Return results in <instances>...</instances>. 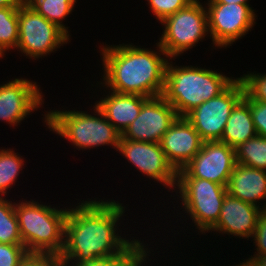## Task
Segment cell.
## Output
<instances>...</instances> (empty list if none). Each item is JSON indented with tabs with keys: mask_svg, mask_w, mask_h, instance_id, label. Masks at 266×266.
<instances>
[{
	"mask_svg": "<svg viewBox=\"0 0 266 266\" xmlns=\"http://www.w3.org/2000/svg\"><path fill=\"white\" fill-rule=\"evenodd\" d=\"M122 204L113 201H83L69 209L65 220L63 265L91 261L97 257L121 253H145L139 240H126L116 234L117 222L124 212ZM143 244V245H142Z\"/></svg>",
	"mask_w": 266,
	"mask_h": 266,
	"instance_id": "cell-1",
	"label": "cell"
},
{
	"mask_svg": "<svg viewBox=\"0 0 266 266\" xmlns=\"http://www.w3.org/2000/svg\"><path fill=\"white\" fill-rule=\"evenodd\" d=\"M157 46L158 52L131 44L102 47L104 86L121 94L162 95L168 58L159 43Z\"/></svg>",
	"mask_w": 266,
	"mask_h": 266,
	"instance_id": "cell-2",
	"label": "cell"
},
{
	"mask_svg": "<svg viewBox=\"0 0 266 266\" xmlns=\"http://www.w3.org/2000/svg\"><path fill=\"white\" fill-rule=\"evenodd\" d=\"M236 79L210 69L194 66H173L167 62L162 97L185 116L204 101L217 97Z\"/></svg>",
	"mask_w": 266,
	"mask_h": 266,
	"instance_id": "cell-3",
	"label": "cell"
},
{
	"mask_svg": "<svg viewBox=\"0 0 266 266\" xmlns=\"http://www.w3.org/2000/svg\"><path fill=\"white\" fill-rule=\"evenodd\" d=\"M19 232L29 253L60 255L64 249L69 209H55L35 201L14 203Z\"/></svg>",
	"mask_w": 266,
	"mask_h": 266,
	"instance_id": "cell-4",
	"label": "cell"
},
{
	"mask_svg": "<svg viewBox=\"0 0 266 266\" xmlns=\"http://www.w3.org/2000/svg\"><path fill=\"white\" fill-rule=\"evenodd\" d=\"M94 111L98 115L75 110H52L45 114V122L50 131L69 139L76 148L87 150L90 147L111 145L117 149L121 134L96 105Z\"/></svg>",
	"mask_w": 266,
	"mask_h": 266,
	"instance_id": "cell-5",
	"label": "cell"
},
{
	"mask_svg": "<svg viewBox=\"0 0 266 266\" xmlns=\"http://www.w3.org/2000/svg\"><path fill=\"white\" fill-rule=\"evenodd\" d=\"M182 207L190 214L200 232H208L218 221L227 193L226 186L206 179L192 178L184 169L178 171L177 185Z\"/></svg>",
	"mask_w": 266,
	"mask_h": 266,
	"instance_id": "cell-6",
	"label": "cell"
},
{
	"mask_svg": "<svg viewBox=\"0 0 266 266\" xmlns=\"http://www.w3.org/2000/svg\"><path fill=\"white\" fill-rule=\"evenodd\" d=\"M161 24L165 25V30L158 43L168 58H176L208 34L207 7L204 8L199 0H194L187 7L163 19Z\"/></svg>",
	"mask_w": 266,
	"mask_h": 266,
	"instance_id": "cell-7",
	"label": "cell"
},
{
	"mask_svg": "<svg viewBox=\"0 0 266 266\" xmlns=\"http://www.w3.org/2000/svg\"><path fill=\"white\" fill-rule=\"evenodd\" d=\"M18 23L19 42L16 49L30 58L44 57L69 41V36L61 28L30 5L19 6Z\"/></svg>",
	"mask_w": 266,
	"mask_h": 266,
	"instance_id": "cell-8",
	"label": "cell"
},
{
	"mask_svg": "<svg viewBox=\"0 0 266 266\" xmlns=\"http://www.w3.org/2000/svg\"><path fill=\"white\" fill-rule=\"evenodd\" d=\"M244 93L242 80L236 78L225 91L204 101L184 117L193 125L203 141H220L230 113Z\"/></svg>",
	"mask_w": 266,
	"mask_h": 266,
	"instance_id": "cell-9",
	"label": "cell"
},
{
	"mask_svg": "<svg viewBox=\"0 0 266 266\" xmlns=\"http://www.w3.org/2000/svg\"><path fill=\"white\" fill-rule=\"evenodd\" d=\"M208 31L213 45L231 46L246 35L255 24L254 10L249 4L207 3Z\"/></svg>",
	"mask_w": 266,
	"mask_h": 266,
	"instance_id": "cell-10",
	"label": "cell"
},
{
	"mask_svg": "<svg viewBox=\"0 0 266 266\" xmlns=\"http://www.w3.org/2000/svg\"><path fill=\"white\" fill-rule=\"evenodd\" d=\"M139 171L169 189L177 185L178 172L169 163L160 143L130 141L120 137L117 148ZM175 184V185H174Z\"/></svg>",
	"mask_w": 266,
	"mask_h": 266,
	"instance_id": "cell-11",
	"label": "cell"
},
{
	"mask_svg": "<svg viewBox=\"0 0 266 266\" xmlns=\"http://www.w3.org/2000/svg\"><path fill=\"white\" fill-rule=\"evenodd\" d=\"M177 118L176 110L161 95L149 98L121 137L130 141L159 143Z\"/></svg>",
	"mask_w": 266,
	"mask_h": 266,
	"instance_id": "cell-12",
	"label": "cell"
},
{
	"mask_svg": "<svg viewBox=\"0 0 266 266\" xmlns=\"http://www.w3.org/2000/svg\"><path fill=\"white\" fill-rule=\"evenodd\" d=\"M235 164L234 148L220 141H203L200 151L183 169L192 178L227 186Z\"/></svg>",
	"mask_w": 266,
	"mask_h": 266,
	"instance_id": "cell-13",
	"label": "cell"
},
{
	"mask_svg": "<svg viewBox=\"0 0 266 266\" xmlns=\"http://www.w3.org/2000/svg\"><path fill=\"white\" fill-rule=\"evenodd\" d=\"M36 82L14 79L0 85V121L12 126L22 121L43 103L42 93Z\"/></svg>",
	"mask_w": 266,
	"mask_h": 266,
	"instance_id": "cell-14",
	"label": "cell"
},
{
	"mask_svg": "<svg viewBox=\"0 0 266 266\" xmlns=\"http://www.w3.org/2000/svg\"><path fill=\"white\" fill-rule=\"evenodd\" d=\"M159 143L167 160L178 172L200 151L203 140L184 116H178Z\"/></svg>",
	"mask_w": 266,
	"mask_h": 266,
	"instance_id": "cell-15",
	"label": "cell"
},
{
	"mask_svg": "<svg viewBox=\"0 0 266 266\" xmlns=\"http://www.w3.org/2000/svg\"><path fill=\"white\" fill-rule=\"evenodd\" d=\"M262 208L246 203L226 193L219 219L210 231H219L230 235L252 237Z\"/></svg>",
	"mask_w": 266,
	"mask_h": 266,
	"instance_id": "cell-16",
	"label": "cell"
},
{
	"mask_svg": "<svg viewBox=\"0 0 266 266\" xmlns=\"http://www.w3.org/2000/svg\"><path fill=\"white\" fill-rule=\"evenodd\" d=\"M226 190L231 196L265 210L266 203L259 206L257 202L266 199V170L236 163L229 177Z\"/></svg>",
	"mask_w": 266,
	"mask_h": 266,
	"instance_id": "cell-17",
	"label": "cell"
},
{
	"mask_svg": "<svg viewBox=\"0 0 266 266\" xmlns=\"http://www.w3.org/2000/svg\"><path fill=\"white\" fill-rule=\"evenodd\" d=\"M149 98L137 94H121L109 92L104 99L95 105L100 109L108 121L122 135L128 126L139 115L142 105Z\"/></svg>",
	"mask_w": 266,
	"mask_h": 266,
	"instance_id": "cell-18",
	"label": "cell"
},
{
	"mask_svg": "<svg viewBox=\"0 0 266 266\" xmlns=\"http://www.w3.org/2000/svg\"><path fill=\"white\" fill-rule=\"evenodd\" d=\"M257 135L250 112L249 96H244L232 109L220 142L232 148L238 147Z\"/></svg>",
	"mask_w": 266,
	"mask_h": 266,
	"instance_id": "cell-19",
	"label": "cell"
},
{
	"mask_svg": "<svg viewBox=\"0 0 266 266\" xmlns=\"http://www.w3.org/2000/svg\"><path fill=\"white\" fill-rule=\"evenodd\" d=\"M236 163L266 170V138L256 135L235 148Z\"/></svg>",
	"mask_w": 266,
	"mask_h": 266,
	"instance_id": "cell-20",
	"label": "cell"
},
{
	"mask_svg": "<svg viewBox=\"0 0 266 266\" xmlns=\"http://www.w3.org/2000/svg\"><path fill=\"white\" fill-rule=\"evenodd\" d=\"M18 9L19 6L0 8V57H4V52L18 45Z\"/></svg>",
	"mask_w": 266,
	"mask_h": 266,
	"instance_id": "cell-21",
	"label": "cell"
},
{
	"mask_svg": "<svg viewBox=\"0 0 266 266\" xmlns=\"http://www.w3.org/2000/svg\"><path fill=\"white\" fill-rule=\"evenodd\" d=\"M75 2L76 0H34L29 5L70 36L68 27H65L62 20L72 12Z\"/></svg>",
	"mask_w": 266,
	"mask_h": 266,
	"instance_id": "cell-22",
	"label": "cell"
},
{
	"mask_svg": "<svg viewBox=\"0 0 266 266\" xmlns=\"http://www.w3.org/2000/svg\"><path fill=\"white\" fill-rule=\"evenodd\" d=\"M0 243L23 244L14 203L0 197Z\"/></svg>",
	"mask_w": 266,
	"mask_h": 266,
	"instance_id": "cell-23",
	"label": "cell"
},
{
	"mask_svg": "<svg viewBox=\"0 0 266 266\" xmlns=\"http://www.w3.org/2000/svg\"><path fill=\"white\" fill-rule=\"evenodd\" d=\"M24 160L14 151L0 150V197L16 182Z\"/></svg>",
	"mask_w": 266,
	"mask_h": 266,
	"instance_id": "cell-24",
	"label": "cell"
},
{
	"mask_svg": "<svg viewBox=\"0 0 266 266\" xmlns=\"http://www.w3.org/2000/svg\"><path fill=\"white\" fill-rule=\"evenodd\" d=\"M148 253L149 250H146L145 253H121L119 255L97 257L91 261L73 263L71 266H142L141 264H143L146 258H148L147 256H149Z\"/></svg>",
	"mask_w": 266,
	"mask_h": 266,
	"instance_id": "cell-25",
	"label": "cell"
},
{
	"mask_svg": "<svg viewBox=\"0 0 266 266\" xmlns=\"http://www.w3.org/2000/svg\"><path fill=\"white\" fill-rule=\"evenodd\" d=\"M245 93L254 101L266 102V74L250 73L240 77Z\"/></svg>",
	"mask_w": 266,
	"mask_h": 266,
	"instance_id": "cell-26",
	"label": "cell"
},
{
	"mask_svg": "<svg viewBox=\"0 0 266 266\" xmlns=\"http://www.w3.org/2000/svg\"><path fill=\"white\" fill-rule=\"evenodd\" d=\"M150 5V9L155 14V17L160 22L166 17L176 13L187 7L194 0H147Z\"/></svg>",
	"mask_w": 266,
	"mask_h": 266,
	"instance_id": "cell-27",
	"label": "cell"
},
{
	"mask_svg": "<svg viewBox=\"0 0 266 266\" xmlns=\"http://www.w3.org/2000/svg\"><path fill=\"white\" fill-rule=\"evenodd\" d=\"M28 254L23 244L0 243V266H20Z\"/></svg>",
	"mask_w": 266,
	"mask_h": 266,
	"instance_id": "cell-28",
	"label": "cell"
},
{
	"mask_svg": "<svg viewBox=\"0 0 266 266\" xmlns=\"http://www.w3.org/2000/svg\"><path fill=\"white\" fill-rule=\"evenodd\" d=\"M249 106L257 135L266 138V102L254 101L249 97Z\"/></svg>",
	"mask_w": 266,
	"mask_h": 266,
	"instance_id": "cell-29",
	"label": "cell"
},
{
	"mask_svg": "<svg viewBox=\"0 0 266 266\" xmlns=\"http://www.w3.org/2000/svg\"><path fill=\"white\" fill-rule=\"evenodd\" d=\"M257 247V254L254 256H266V209L262 210L258 216L255 232L252 236Z\"/></svg>",
	"mask_w": 266,
	"mask_h": 266,
	"instance_id": "cell-30",
	"label": "cell"
},
{
	"mask_svg": "<svg viewBox=\"0 0 266 266\" xmlns=\"http://www.w3.org/2000/svg\"><path fill=\"white\" fill-rule=\"evenodd\" d=\"M20 266H63L60 255L29 253Z\"/></svg>",
	"mask_w": 266,
	"mask_h": 266,
	"instance_id": "cell-31",
	"label": "cell"
},
{
	"mask_svg": "<svg viewBox=\"0 0 266 266\" xmlns=\"http://www.w3.org/2000/svg\"><path fill=\"white\" fill-rule=\"evenodd\" d=\"M248 0H208V3H224V4H248Z\"/></svg>",
	"mask_w": 266,
	"mask_h": 266,
	"instance_id": "cell-32",
	"label": "cell"
},
{
	"mask_svg": "<svg viewBox=\"0 0 266 266\" xmlns=\"http://www.w3.org/2000/svg\"><path fill=\"white\" fill-rule=\"evenodd\" d=\"M20 5L19 0H0V8Z\"/></svg>",
	"mask_w": 266,
	"mask_h": 266,
	"instance_id": "cell-33",
	"label": "cell"
},
{
	"mask_svg": "<svg viewBox=\"0 0 266 266\" xmlns=\"http://www.w3.org/2000/svg\"><path fill=\"white\" fill-rule=\"evenodd\" d=\"M34 0H19L21 5H29L31 2H33Z\"/></svg>",
	"mask_w": 266,
	"mask_h": 266,
	"instance_id": "cell-34",
	"label": "cell"
}]
</instances>
